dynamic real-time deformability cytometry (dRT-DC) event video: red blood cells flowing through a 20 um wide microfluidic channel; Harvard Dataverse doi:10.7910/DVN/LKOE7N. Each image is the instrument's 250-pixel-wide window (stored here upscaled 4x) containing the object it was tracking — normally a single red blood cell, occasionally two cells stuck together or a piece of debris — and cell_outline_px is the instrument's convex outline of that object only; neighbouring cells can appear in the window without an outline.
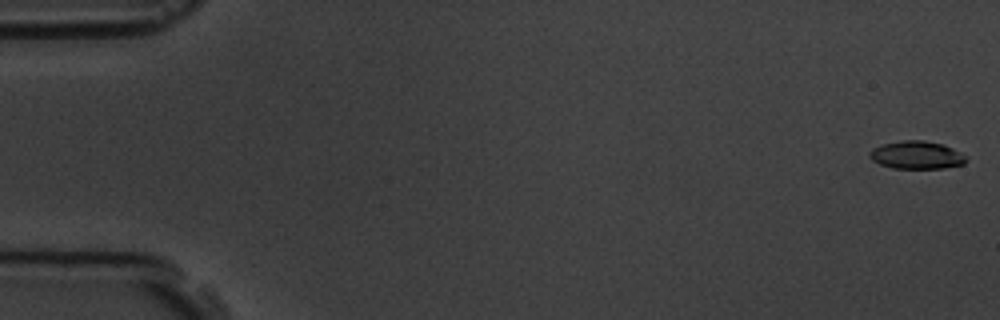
{"species": "common noctule bat (a hibernating species)", "species_latin": "Nyctalus noctula", "temperature_condition": "room temperature", "stored_images_in_passage": 5, "camera_frame_rate_fps": 3000, "um_per_image_px": 0.085, "animal": {"sex": "male", "body_mass_g": 19.5, "forearm_length_mm": 54.6}, "frame": {"image": 1, "passage_image": 1, "time_ms": 0.0, "image_size_px": [1000, 320], "cell_outline_px": [[968, 160], [964, 164], [944, 168], [892, 168], [880, 164], [872, 160], [868, 156], [868, 152], [872, 148], [884, 144], [904, 140], [924, 140], [940, 144], [952, 148], [968, 156]], "centroid_in_image_um": [77.92, 13.18], "position_along_channel_um": 7.1, "area_um2": 15.72}}
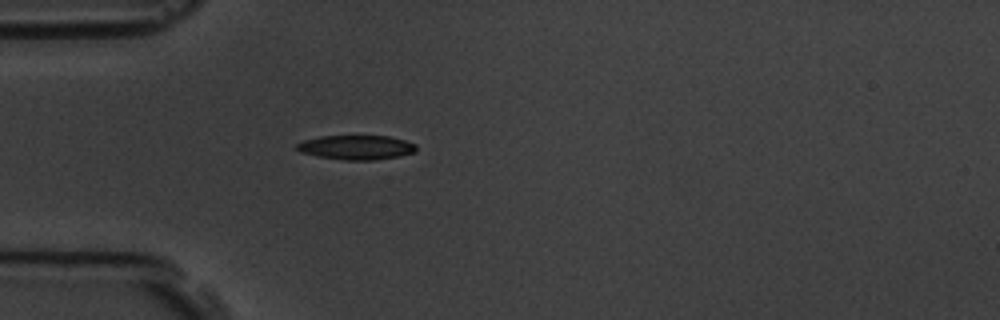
{"frame": {"image": 2, "passage_image": 5, "time_ms": 5.333, "image_size_px": [1000, 320], "cell_outline_px": [[416, 152], [400, 156], [372, 160], [344, 160], [316, 156], [300, 152], [296, 148], [296, 144], [304, 140], [320, 136], [388, 136], [404, 140], [416, 144]], "centroid_in_image_um": [30.28, 12.53], "position_along_channel_um": 54.7, "area_um2": 16.99}}